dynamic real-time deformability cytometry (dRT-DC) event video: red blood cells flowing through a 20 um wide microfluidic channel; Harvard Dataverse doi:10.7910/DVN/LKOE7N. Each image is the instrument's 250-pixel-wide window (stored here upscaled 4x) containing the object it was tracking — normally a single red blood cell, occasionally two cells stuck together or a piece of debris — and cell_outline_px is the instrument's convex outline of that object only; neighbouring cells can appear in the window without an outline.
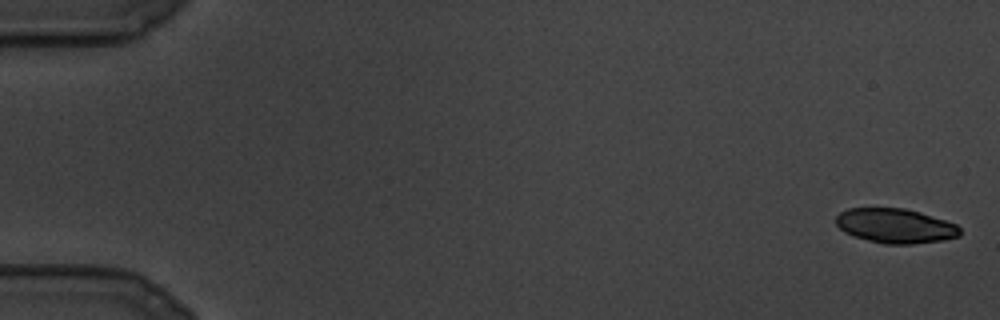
{"species": "common noctule bat (a hibernating species)", "species_latin": "Nyctalus noctula", "temperature_condition": "cold", "stored_images_in_passage": 106, "camera_frame_rate_fps": 3000, "um_per_image_px": 0.085, "animal": {"sex": "male", "body_mass_g": 19.5, "forearm_length_mm": 54.6}, "frame": {"image": 1, "passage_image": 1, "time_ms": 0.0, "image_size_px": [1000, 320], "cell_outline_px": [[960, 236], [944, 240], [912, 244], [884, 244], [868, 240], [844, 232], [836, 224], [836, 216], [840, 212], [848, 208], [904, 208], [920, 212], [956, 224], [960, 228]], "centroid_in_image_um": [76.11, 19.19], "position_along_channel_um": 8.9, "area_um2": 24.91}}
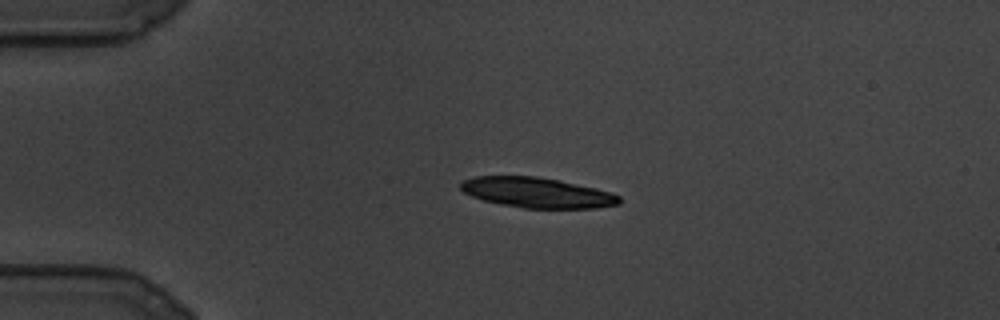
{"frame": {"image": 2, "passage_image": 24, "time_ms": 7.667, "image_size_px": [1000, 320], "cell_outline_px": [[620, 204], [596, 208], [524, 208], [500, 204], [484, 200], [472, 196], [464, 192], [460, 188], [460, 184], [464, 180], [476, 176], [536, 176], [560, 180], [596, 188], [612, 192], [620, 196]], "centroid_in_image_um": [45.68, 16.37], "position_along_channel_um": 39.3, "area_um2": 27.98}}